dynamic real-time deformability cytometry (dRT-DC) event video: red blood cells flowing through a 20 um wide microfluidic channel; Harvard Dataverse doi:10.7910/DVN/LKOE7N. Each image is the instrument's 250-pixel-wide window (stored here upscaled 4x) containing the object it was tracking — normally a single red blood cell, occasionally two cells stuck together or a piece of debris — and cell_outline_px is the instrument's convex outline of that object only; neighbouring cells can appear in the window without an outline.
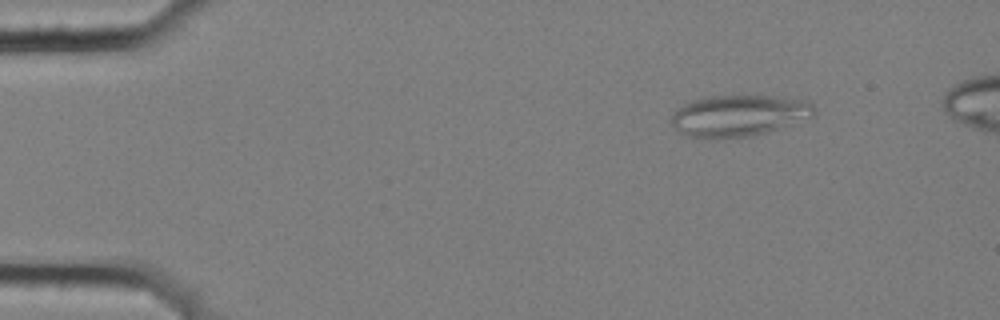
{"species": "common noctule bat (a hibernating species)", "species_latin": "Nyctalus noctula", "temperature_condition": "cold", "stored_images_in_passage": 6, "camera_frame_rate_fps": 3000, "um_per_image_px": 0.085, "animal": {"sex": "female", "body_mass_g": 25.1}, "frame": {"image": 1, "passage_image": 2, "time_ms": 0.333, "image_size_px": [1000, 320], "cell_outline_px": [[812, 116], [752, 136], [688, 136], [680, 132], [672, 124], [672, 116], [684, 104], [692, 100], [708, 96], [772, 96], [808, 100], [812, 104]], "centroid_in_image_um": [62.78, 9.79], "position_along_channel_um": 22.2, "area_um2": 33.06}}